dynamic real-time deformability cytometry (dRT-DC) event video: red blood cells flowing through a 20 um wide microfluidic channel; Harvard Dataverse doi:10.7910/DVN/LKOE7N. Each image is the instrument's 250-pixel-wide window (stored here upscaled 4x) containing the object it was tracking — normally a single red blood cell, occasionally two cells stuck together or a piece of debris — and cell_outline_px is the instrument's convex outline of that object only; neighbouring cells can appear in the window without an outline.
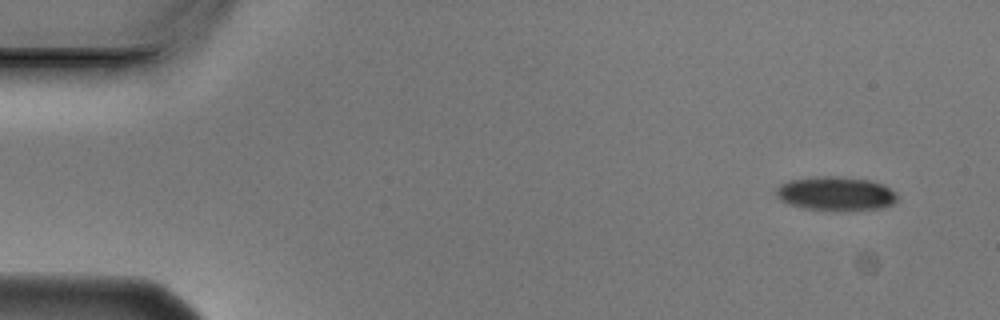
{"species": "Egyptian fruit bat (a non-hibernating species)", "species_latin": "Rousettus aegyptiacus", "temperature_condition": "cold", "stored_images_in_passage": 8, "camera_frame_rate_fps": 3000, "um_per_image_px": 0.085, "animal": {"sex": "male"}, "frame": {"image": 1, "passage_image": 1, "time_ms": 0.0, "image_size_px": [1000, 320], "cell_outline_px": [[900, 196], [892, 204], [884, 208], [804, 208], [788, 204], [780, 200], [776, 196], [776, 188], [780, 184], [788, 180], [816, 176], [836, 176], [868, 180], [884, 184], [896, 192]], "centroid_in_image_um": [71.03, 16.41], "position_along_channel_um": 14.0, "area_um2": 23.47}}
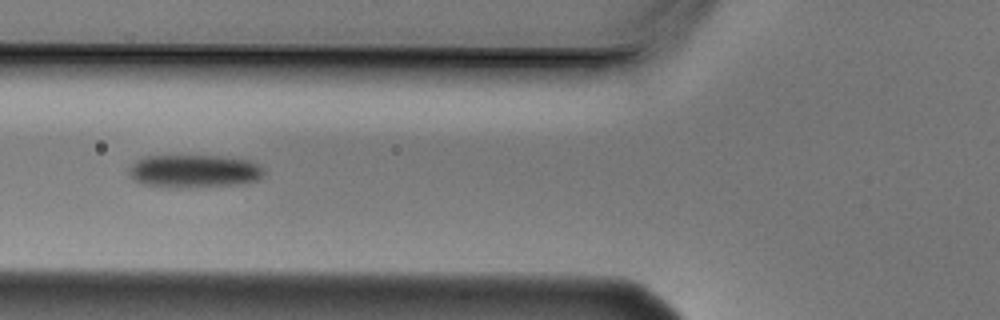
{"frame": {"image": 2, "passage_image": 6, "time_ms": 1.667, "image_size_px": [1000, 320], "cell_outline_px": [[264, 176], [260, 180], [244, 184], [180, 188], [168, 188], [144, 184], [132, 180], [128, 176], [128, 168], [136, 160], [144, 156], [220, 156], [252, 160], [260, 164], [264, 168]], "centroid_in_image_um": [16.52, 14.56], "position_along_channel_um": 109.3, "area_um2": 26.7}}
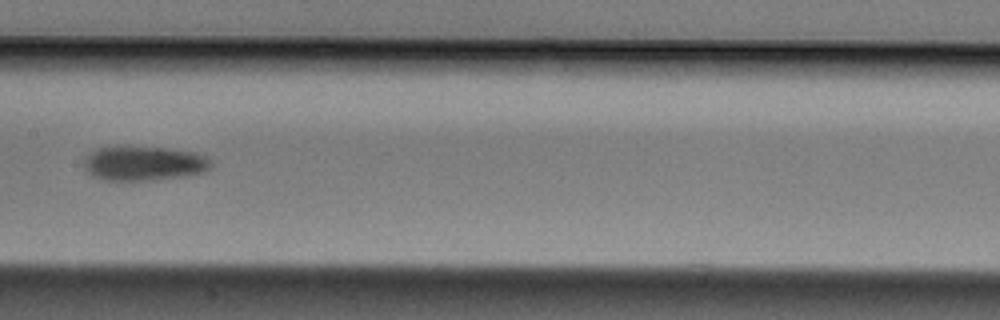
{"frame": {"image": 3, "passage_image": 8, "time_ms": 2.333, "image_size_px": [1000, 320], "cell_outline_px": [[212, 168], [204, 172], [184, 176], [152, 180], [100, 180], [92, 176], [84, 168], [84, 160], [88, 152], [96, 148], [116, 144], [124, 144], [164, 148], [196, 152], [212, 160]], "centroid_in_image_um": [12.17, 13.85], "position_along_channel_um": 195.2, "area_um2": 26.47}}